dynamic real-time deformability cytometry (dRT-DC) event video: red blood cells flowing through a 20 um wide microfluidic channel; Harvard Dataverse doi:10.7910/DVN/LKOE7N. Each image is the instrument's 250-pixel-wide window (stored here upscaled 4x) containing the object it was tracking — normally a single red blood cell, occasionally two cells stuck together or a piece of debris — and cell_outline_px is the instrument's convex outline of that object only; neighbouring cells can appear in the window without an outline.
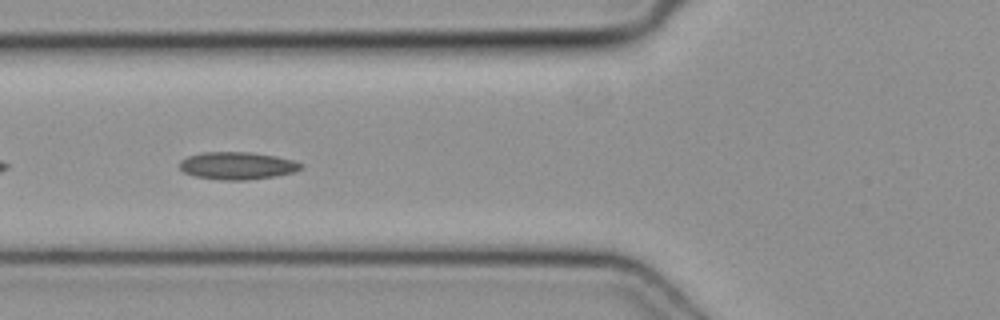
{"species": "common noctule bat (a hibernating species)", "species_latin": "Nyctalus noctula", "temperature_condition": "cold", "stored_images_in_passage": 44, "camera_frame_rate_fps": 3000, "um_per_image_px": 0.085, "animal": {"sex": "female", "body_mass_g": 19.3, "forearm_length_mm": 54.1}, "frame": {"image": 1, "passage_image": 13, "time_ms": 4.0, "image_size_px": [1000, 320], "cell_outline_px": [[304, 168], [292, 172], [276, 176], [248, 180], [220, 180], [196, 176], [184, 172], [180, 168], [180, 160], [188, 156], [204, 152], [248, 152], [276, 156], [292, 160], [304, 164]], "centroid_in_image_um": [20.19, 14.08], "position_along_channel_um": 105.6, "area_um2": 19.42}}
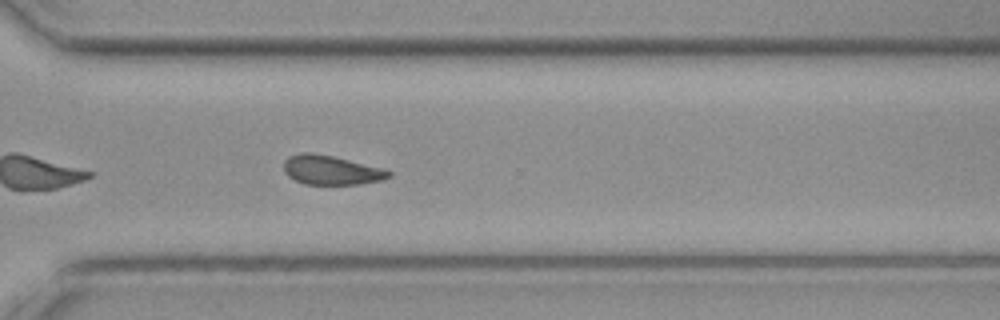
{"frame": {"image": 2, "passage_image": 30, "time_ms": 9.667, "image_size_px": [1000, 320], "cell_outline_px": [[392, 176], [380, 180], [360, 184], [304, 184], [288, 176], [284, 172], [284, 160], [288, 156], [300, 152], [312, 152], [332, 156], [384, 168], [392, 172]], "centroid_in_image_um": [28.13, 14.45], "position_along_channel_um": 342.5, "area_um2": 17.98}}
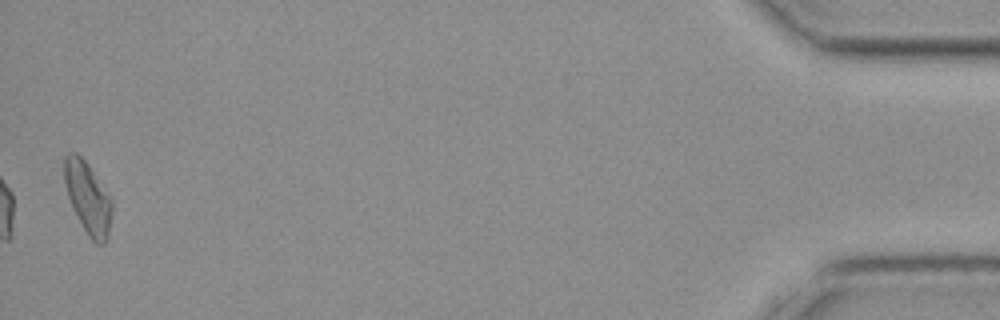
{"frame": {"image": 3, "passage_image": 43, "time_ms": 14.0, "image_size_px": [1000, 320], "cell_outline_px": [[112, 212], [108, 236], [104, 244], [96, 244], [88, 236], [72, 208], [68, 196], [64, 180], [64, 156], [68, 152], [76, 152], [88, 164], [112, 200]], "centroid_in_image_um": [7.46, 16.82], "position_along_channel_um": 427.7, "area_um2": 19.83}}